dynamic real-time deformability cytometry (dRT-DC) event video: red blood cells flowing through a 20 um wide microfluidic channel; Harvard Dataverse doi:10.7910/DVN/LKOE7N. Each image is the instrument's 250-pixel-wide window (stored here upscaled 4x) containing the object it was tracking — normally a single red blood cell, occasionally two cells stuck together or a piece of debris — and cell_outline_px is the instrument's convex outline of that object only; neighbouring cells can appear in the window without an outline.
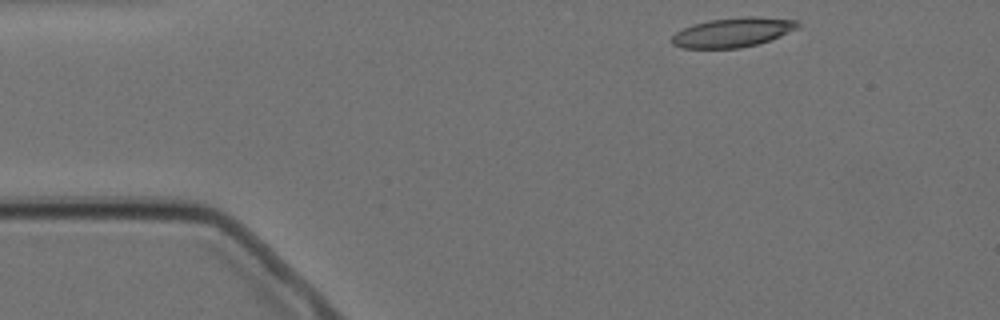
{"species": "Egyptian fruit bat (a non-hibernating species)", "species_latin": "Rousettus aegyptiacus", "temperature_condition": "cold", "stored_images_in_passage": 4, "camera_frame_rate_fps": 3000, "um_per_image_px": 0.085, "animal": {"sex": "female"}, "frame": {"image": 1, "passage_image": 1, "time_ms": 0.0, "image_size_px": [1000, 320], "cell_outline_px": [[800, 28], [780, 36], [756, 44], [740, 48], [680, 48], [672, 44], [672, 36], [676, 32], [692, 24], [708, 20], [744, 16], [756, 16], [800, 20]], "centroid_in_image_um": [62.32, 2.73], "position_along_channel_um": 22.7, "area_um2": 21.79}}
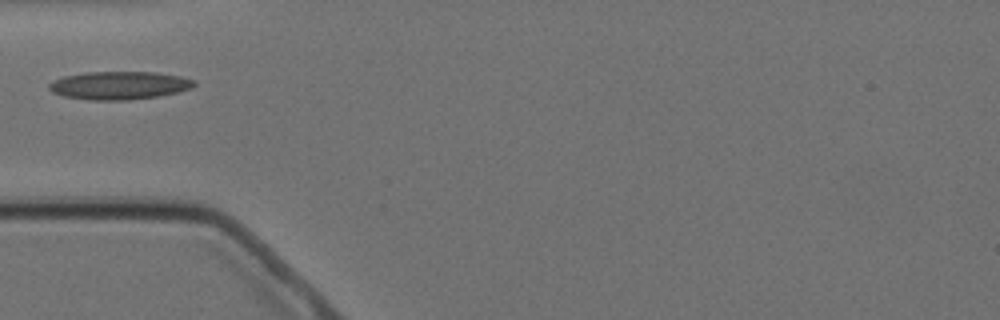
{"frame": {"image": 2, "passage_image": 4, "time_ms": 3.333, "image_size_px": [1000, 320], "cell_outline_px": [[196, 84], [192, 88], [176, 92], [156, 96], [128, 100], [88, 100], [64, 96], [52, 92], [48, 88], [48, 84], [64, 76], [88, 72], [156, 72], [180, 76], [192, 80]], "centroid_in_image_um": [10.11, 7.26], "position_along_channel_um": 74.9, "area_um2": 23.52}}